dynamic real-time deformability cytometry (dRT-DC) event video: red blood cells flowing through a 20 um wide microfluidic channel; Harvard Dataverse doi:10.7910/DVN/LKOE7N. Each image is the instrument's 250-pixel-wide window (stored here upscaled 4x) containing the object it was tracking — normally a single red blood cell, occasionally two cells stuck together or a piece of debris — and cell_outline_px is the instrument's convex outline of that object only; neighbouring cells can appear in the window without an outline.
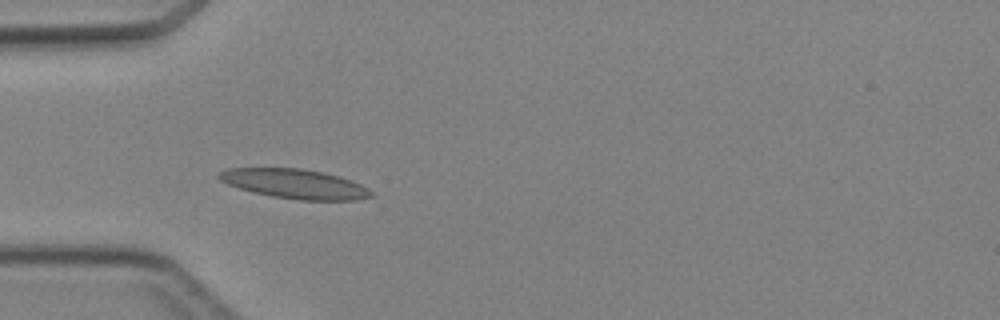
{"species": "Egyptian fruit bat (a non-hibernating species)", "species_latin": "Rousettus aegyptiacus", "temperature_condition": "cold", "stored_images_in_passage": 4, "camera_frame_rate_fps": 3000, "um_per_image_px": 0.085, "animal": {"sex": "female"}, "frame": {"image": 1, "passage_image": 3, "time_ms": 3.333, "image_size_px": [1000, 320], "cell_outline_px": [[376, 196], [356, 200], [300, 200], [272, 196], [252, 192], [228, 184], [220, 180], [216, 176], [220, 172], [228, 168], [300, 168], [324, 172], [340, 176], [360, 184], [368, 188]], "centroid_in_image_um": [25.08, 15.63], "position_along_channel_um": 59.9, "area_um2": 26.18}}
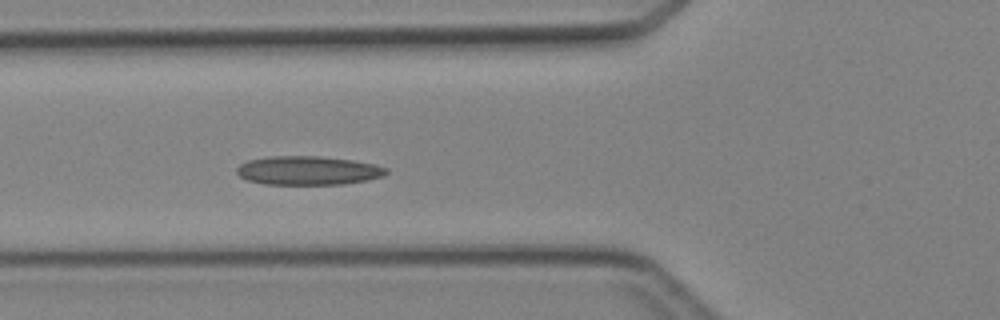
{"frame": {"image": 2, "passage_image": 4, "time_ms": 4.333, "image_size_px": [1000, 320], "cell_outline_px": [[388, 172], [384, 176], [368, 180], [344, 184], [264, 184], [248, 180], [240, 176], [236, 172], [236, 168], [240, 164], [248, 160], [268, 156], [320, 156], [352, 160], [376, 164], [388, 168]], "centroid_in_image_um": [26.21, 14.49], "position_along_channel_um": 99.6, "area_um2": 25.26}}